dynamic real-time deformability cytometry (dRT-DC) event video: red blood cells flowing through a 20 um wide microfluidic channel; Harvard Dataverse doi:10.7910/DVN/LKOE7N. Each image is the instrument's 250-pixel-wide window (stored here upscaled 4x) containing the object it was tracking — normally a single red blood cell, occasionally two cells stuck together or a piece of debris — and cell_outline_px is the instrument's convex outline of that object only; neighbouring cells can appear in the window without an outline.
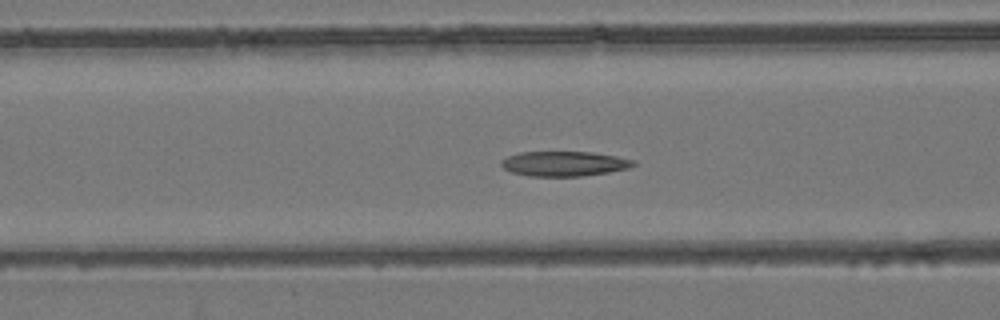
{"species": "common noctule bat (a hibernating species)", "species_latin": "Nyctalus noctula", "temperature_condition": "room temperature", "stored_images_in_passage": 54, "camera_frame_rate_fps": 3000, "um_per_image_px": 0.085, "animal": {"sex": "female", "body_mass_g": 24.6, "forearm_length_mm": 56.2}, "frame": {"image": 1, "passage_image": 22, "time_ms": 7.0, "image_size_px": [1000, 320], "cell_outline_px": [[636, 164], [628, 168], [608, 172], [580, 176], [528, 176], [512, 172], [504, 168], [500, 164], [500, 160], [508, 156], [520, 152], [592, 152], [616, 156], [636, 160]], "centroid_in_image_um": [47.95, 13.91], "position_along_channel_um": 118.7, "area_um2": 19.13}}
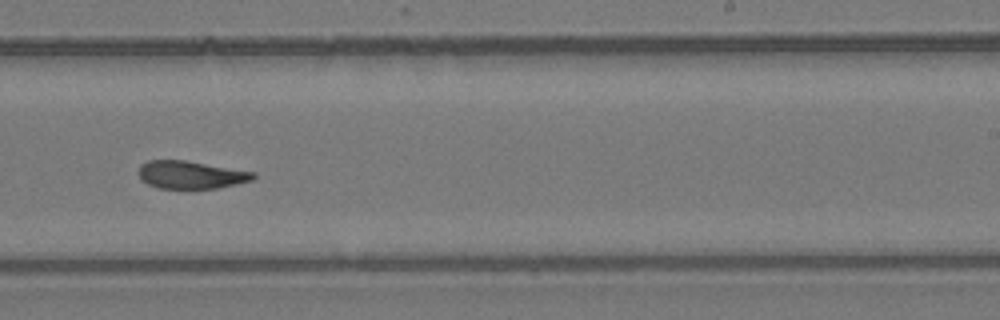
{"frame": {"image": 2, "passage_image": 34, "time_ms": 11.0, "image_size_px": [1000, 320], "cell_outline_px": [[256, 176], [252, 180], [236, 184], [216, 188], [156, 188], [140, 180], [136, 172], [140, 164], [148, 160], [184, 160], [256, 172]], "centroid_in_image_um": [16.16, 14.85], "position_along_channel_um": 272.8, "area_um2": 18.73}}
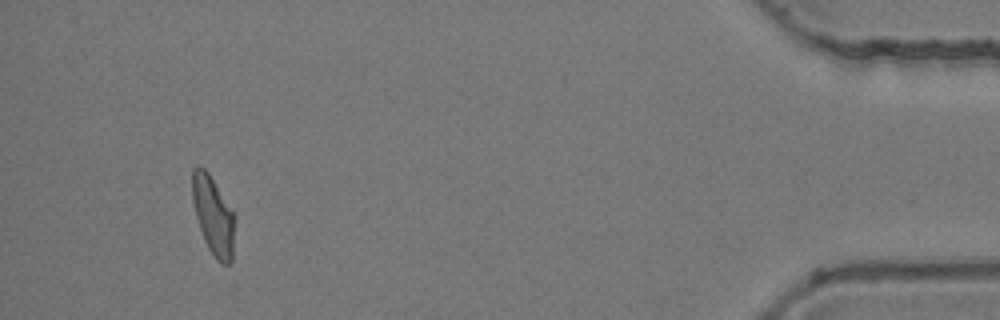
{"frame": {"image": 3, "passage_image": 51, "time_ms": 16.667, "image_size_px": [1000, 320], "cell_outline_px": [[232, 264], [220, 264], [216, 260], [208, 248], [204, 240], [196, 216], [192, 200], [192, 168], [200, 164], [208, 172], [232, 212]], "centroid_in_image_um": [18.06, 18.32], "position_along_channel_um": 417.1, "area_um2": 18.79}, "authors_computed_cell_mechanics": {"area_um2": 20.0855, "velocity_mm_per_s": 3.8571, "shape_relaxation_time_tau1_ms": null, "shape_relaxation_time_tau2_ms": 3.2956, "deformation_change_tau1": null, "deformation_change_tau2": 0.1167}}